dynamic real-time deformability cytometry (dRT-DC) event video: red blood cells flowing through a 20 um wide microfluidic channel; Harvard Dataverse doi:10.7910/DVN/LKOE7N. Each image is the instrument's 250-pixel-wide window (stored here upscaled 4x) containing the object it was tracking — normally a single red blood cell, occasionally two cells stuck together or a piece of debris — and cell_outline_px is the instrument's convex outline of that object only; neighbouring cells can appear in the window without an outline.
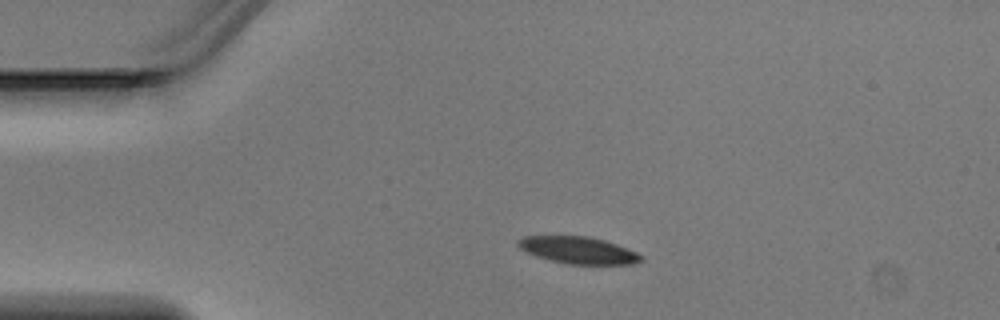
{"species": "Egyptian fruit bat (a non-hibernating species)", "species_latin": "Rousettus aegyptiacus", "temperature_condition": "warm", "stored_images_in_passage": 2, "camera_frame_rate_fps": 3000, "um_per_image_px": 0.085, "animal": {"sex": "male"}, "frame": {"image": 1, "passage_image": 1, "time_ms": 0.0, "image_size_px": [1000, 320], "cell_outline_px": [[644, 260], [632, 264], [568, 264], [552, 260], [528, 252], [520, 248], [516, 244], [516, 240], [524, 236], [588, 236], [604, 240], [616, 244], [636, 252], [644, 256]], "centroid_in_image_um": [49.18, 21.26], "position_along_channel_um": 35.8, "area_um2": 19.13}}